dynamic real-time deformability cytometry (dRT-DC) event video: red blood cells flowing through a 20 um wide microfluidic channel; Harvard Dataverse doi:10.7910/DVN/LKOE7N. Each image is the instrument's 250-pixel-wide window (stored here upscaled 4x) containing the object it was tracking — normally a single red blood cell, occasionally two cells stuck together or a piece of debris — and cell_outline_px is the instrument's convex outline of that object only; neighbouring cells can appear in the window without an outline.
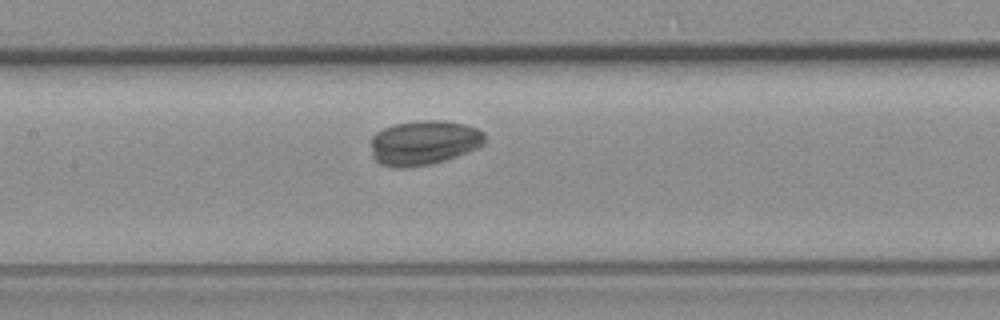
{"species": "common noctule bat (a hibernating species)", "species_latin": "Nyctalus noctula", "temperature_condition": "room temperature", "stored_images_in_passage": 6, "camera_frame_rate_fps": 3000, "um_per_image_px": 0.085, "animal": {"sex": "female", "body_mass_g": 19.3, "forearm_length_mm": 54.1}, "frame": {"image": 1, "passage_image": 6, "time_ms": 7.0, "image_size_px": [1000, 320], "cell_outline_px": [[484, 144], [476, 148], [456, 156], [432, 164], [408, 168], [396, 168], [380, 164], [372, 156], [372, 136], [376, 132], [392, 124], [420, 120], [440, 120], [464, 124], [476, 128], [484, 132]], "centroid_in_image_um": [36.0, 12.13], "position_along_channel_um": 171.4, "area_um2": 29.65}}